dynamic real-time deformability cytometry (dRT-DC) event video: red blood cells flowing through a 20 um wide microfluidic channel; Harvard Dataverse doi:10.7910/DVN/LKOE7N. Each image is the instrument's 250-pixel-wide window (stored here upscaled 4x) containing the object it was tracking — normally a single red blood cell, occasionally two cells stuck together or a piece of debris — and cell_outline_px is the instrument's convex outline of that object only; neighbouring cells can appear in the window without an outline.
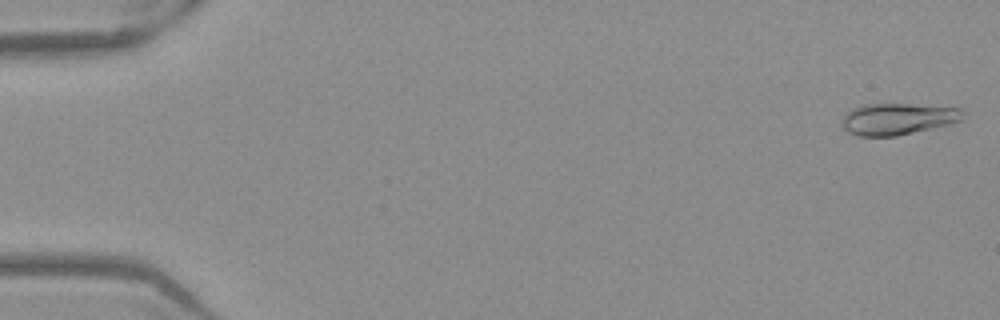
{"species": "Egyptian fruit bat (a non-hibernating species)", "species_latin": "Rousettus aegyptiacus", "temperature_condition": "warm", "stored_images_in_passage": 14, "camera_frame_rate_fps": 3000, "um_per_image_px": 0.085, "frame": {"image": 1, "passage_image": 1, "time_ms": 0.0, "image_size_px": [1000, 320], "cell_outline_px": [[964, 112], [960, 120], [948, 124], [896, 136], [860, 136], [848, 132], [840, 124], [840, 120], [852, 108], [864, 104], [908, 104], [964, 108]], "centroid_in_image_um": [76.27, 10.1], "position_along_channel_um": 8.7, "area_um2": 22.14}}